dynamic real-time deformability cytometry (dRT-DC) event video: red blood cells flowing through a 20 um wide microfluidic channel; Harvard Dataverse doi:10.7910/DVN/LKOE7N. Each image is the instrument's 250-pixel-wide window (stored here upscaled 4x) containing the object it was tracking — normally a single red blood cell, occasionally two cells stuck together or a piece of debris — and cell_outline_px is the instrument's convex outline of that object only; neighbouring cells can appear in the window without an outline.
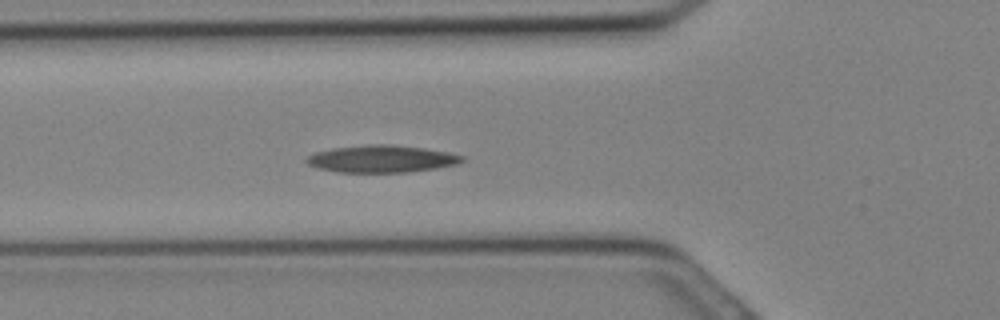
{"species": "Egyptian fruit bat (a non-hibernating species)", "species_latin": "Rousettus aegyptiacus", "temperature_condition": "cold", "stored_images_in_passage": 16, "camera_frame_rate_fps": 3000, "um_per_image_px": 0.085, "animal": {"sex": "female"}, "frame": {"image": 1, "passage_image": 10, "time_ms": 3.0, "image_size_px": [1000, 320], "cell_outline_px": [[464, 160], [456, 164], [436, 168], [408, 172], [336, 172], [316, 168], [308, 164], [304, 160], [308, 156], [316, 152], [332, 148], [368, 144], [388, 144], [424, 148], [448, 152], [464, 156]], "centroid_in_image_um": [32.41, 13.5], "position_along_channel_um": 93.4, "area_um2": 24.68}}
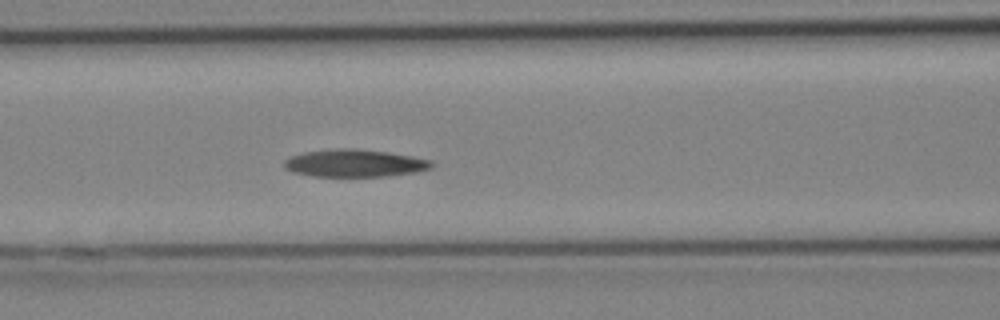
{"frame": {"image": 2, "passage_image": 12, "time_ms": 3.667, "image_size_px": [1000, 320], "cell_outline_px": [[436, 164], [432, 168], [420, 172], [384, 176], [312, 176], [292, 172], [284, 168], [284, 160], [288, 156], [304, 152], [336, 148], [352, 148], [388, 152], [412, 156], [432, 160]], "centroid_in_image_um": [30.16, 13.87], "position_along_channel_um": 136.4, "area_um2": 23.93}}
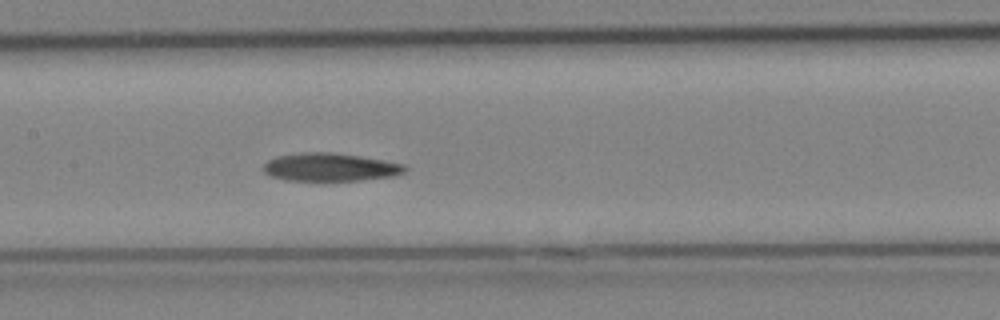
{"frame": {"image": 3, "passage_image": 14, "time_ms": 4.333, "image_size_px": [1000, 320], "cell_outline_px": [[408, 168], [404, 172], [392, 176], [360, 180], [284, 180], [272, 176], [264, 172], [264, 164], [268, 160], [276, 156], [300, 152], [332, 152], [360, 156], [384, 160], [404, 164]], "centroid_in_image_um": [28.06, 14.19], "position_along_channel_um": 179.3, "area_um2": 23.06}}